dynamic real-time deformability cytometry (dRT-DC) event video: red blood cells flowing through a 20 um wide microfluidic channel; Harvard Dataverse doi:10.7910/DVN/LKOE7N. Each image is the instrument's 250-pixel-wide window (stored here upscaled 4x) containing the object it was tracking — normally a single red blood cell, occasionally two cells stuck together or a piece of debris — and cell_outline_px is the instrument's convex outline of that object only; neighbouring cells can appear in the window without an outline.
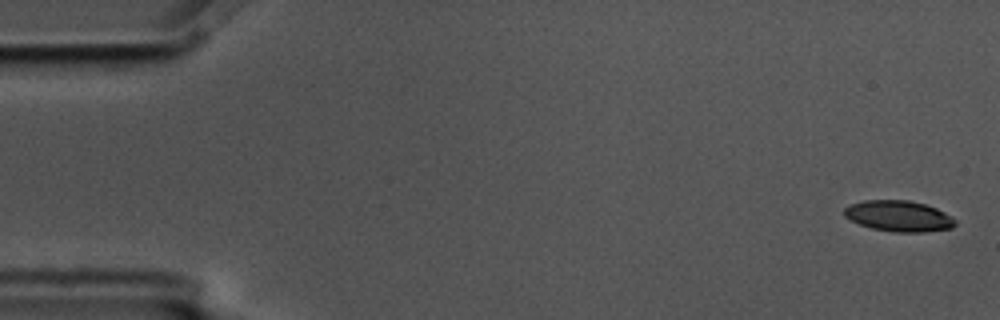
{"species": "common noctule bat (a hibernating species)", "species_latin": "Nyctalus noctula", "temperature_condition": "cold", "stored_images_in_passage": 5, "camera_frame_rate_fps": 3000, "um_per_image_px": 0.085, "animal": {"sex": "male", "body_mass_g": 17.5, "forearm_length_mm": 52.3}, "frame": {"image": 1, "passage_image": 1, "time_ms": 0.0, "image_size_px": [1000, 320], "cell_outline_px": [[956, 224], [952, 228], [924, 232], [892, 232], [872, 228], [860, 224], [844, 216], [844, 208], [848, 204], [864, 200], [908, 200], [924, 204], [936, 208], [944, 212], [956, 220]], "centroid_in_image_um": [76.38, 18.36], "position_along_channel_um": 8.6, "area_um2": 20.0}}
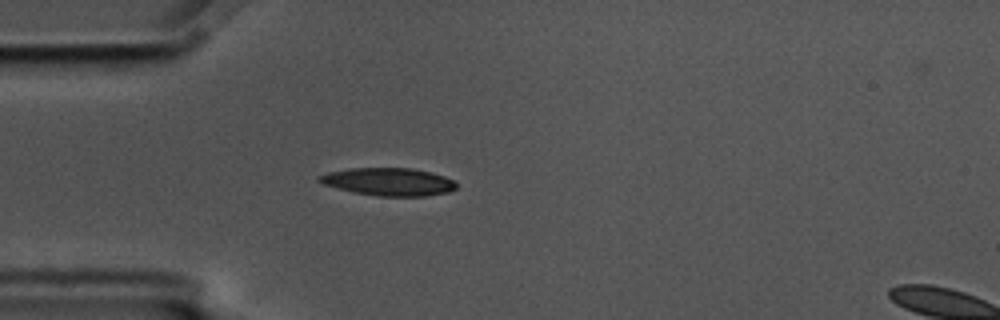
{"frame": {"image": 2, "passage_image": 5, "time_ms": 1.333, "image_size_px": [1000, 320], "cell_outline_px": [[456, 188], [448, 192], [424, 196], [380, 196], [356, 192], [324, 184], [316, 180], [320, 176], [328, 172], [348, 168], [412, 168], [444, 176], [452, 180], [456, 184]], "centroid_in_image_um": [33.04, 15.44], "position_along_channel_um": 52.0, "area_um2": 21.79}}